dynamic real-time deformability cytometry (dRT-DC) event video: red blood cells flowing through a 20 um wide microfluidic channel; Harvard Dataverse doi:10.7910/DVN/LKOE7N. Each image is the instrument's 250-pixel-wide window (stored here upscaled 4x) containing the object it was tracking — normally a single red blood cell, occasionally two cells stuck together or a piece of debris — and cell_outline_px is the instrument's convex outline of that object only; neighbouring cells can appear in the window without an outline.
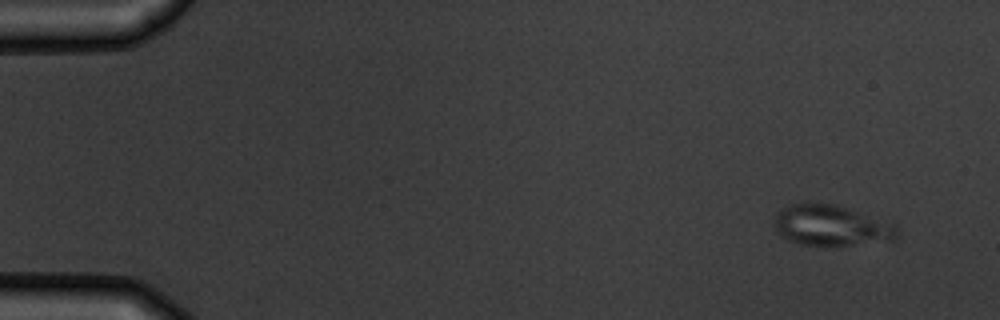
{"species": "common noctule bat (a hibernating species)", "species_latin": "Nyctalus noctula", "temperature_condition": "warm", "stored_images_in_passage": 5, "camera_frame_rate_fps": 3000, "um_per_image_px": 0.085, "animal": {"sex": "male", "body_mass_g": 19.5, "forearm_length_mm": 54.6}, "frame": {"image": 1, "passage_image": 1, "time_ms": 0.0, "image_size_px": [1000, 320], "cell_outline_px": [[900, 236], [896, 240], [848, 244], [800, 244], [788, 240], [780, 236], [776, 228], [776, 212], [780, 208], [788, 204], [804, 200], [836, 204], [896, 224], [900, 232]], "centroid_in_image_um": [70.65, 19.11], "position_along_channel_um": 14.4, "area_um2": 29.48}}